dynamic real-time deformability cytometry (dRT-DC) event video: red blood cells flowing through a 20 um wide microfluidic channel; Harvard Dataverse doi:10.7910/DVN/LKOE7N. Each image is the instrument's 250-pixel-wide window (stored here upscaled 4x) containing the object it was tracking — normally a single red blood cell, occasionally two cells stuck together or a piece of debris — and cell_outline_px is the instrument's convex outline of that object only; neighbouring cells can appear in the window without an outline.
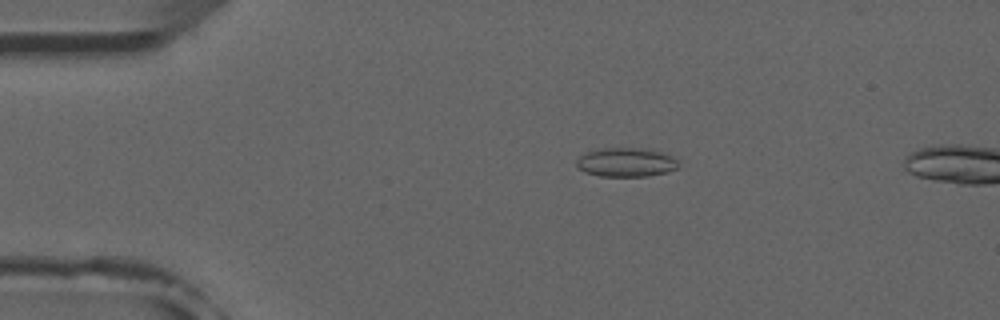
{"species": "common noctule bat (a hibernating species)", "species_latin": "Nyctalus noctula", "temperature_condition": "room temperature", "stored_images_in_passage": 6, "camera_frame_rate_fps": 3000, "um_per_image_px": 0.085, "animal": {"sex": "male", "forearm_length_mm": 52.5}, "frame": {"image": 1, "passage_image": 3, "time_ms": 2.333, "image_size_px": [1000, 320], "cell_outline_px": [[680, 168], [668, 172], [648, 176], [600, 176], [584, 172], [576, 168], [576, 160], [580, 156], [588, 152], [604, 148], [648, 148], [672, 156], [680, 164]], "centroid_in_image_um": [53.24, 13.8], "position_along_channel_um": 31.8, "area_um2": 17.4}}
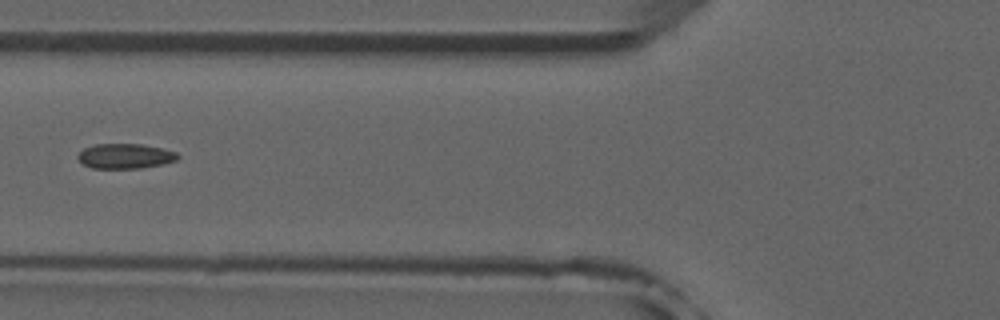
{"frame": {"image": 2, "passage_image": 6, "time_ms": 5.667, "image_size_px": [1000, 320], "cell_outline_px": [[180, 156], [176, 160], [164, 164], [140, 168], [92, 168], [84, 164], [76, 156], [84, 148], [96, 144], [140, 144], [160, 148], [176, 152]], "centroid_in_image_um": [10.64, 13.27], "position_along_channel_um": 115.2, "area_um2": 14.39}}